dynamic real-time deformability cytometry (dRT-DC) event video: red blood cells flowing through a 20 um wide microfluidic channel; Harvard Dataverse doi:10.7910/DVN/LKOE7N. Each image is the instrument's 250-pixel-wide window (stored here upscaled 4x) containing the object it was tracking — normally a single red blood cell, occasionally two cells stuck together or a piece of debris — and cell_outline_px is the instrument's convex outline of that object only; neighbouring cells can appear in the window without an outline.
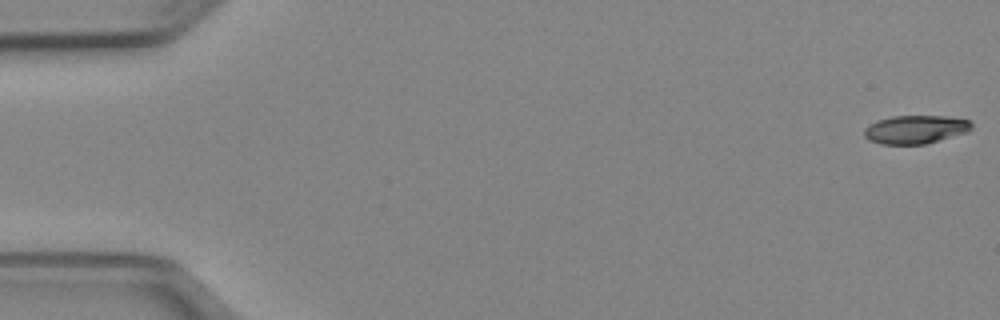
{"species": "Egyptian fruit bat (a non-hibernating species)", "species_latin": "Rousettus aegyptiacus", "temperature_condition": "cold", "stored_images_in_passage": 51, "camera_frame_rate_fps": 3000, "um_per_image_px": 0.085, "animal": {"sex": "female"}, "frame": {"image": 1, "passage_image": 1, "time_ms": 0.0, "image_size_px": [1000, 320], "cell_outline_px": [[972, 128], [968, 132], [924, 144], [880, 144], [868, 140], [864, 136], [864, 128], [868, 124], [876, 120], [892, 116], [944, 116], [972, 120]], "centroid_in_image_um": [77.79, 11.0], "position_along_channel_um": 7.2, "area_um2": 17.92}}
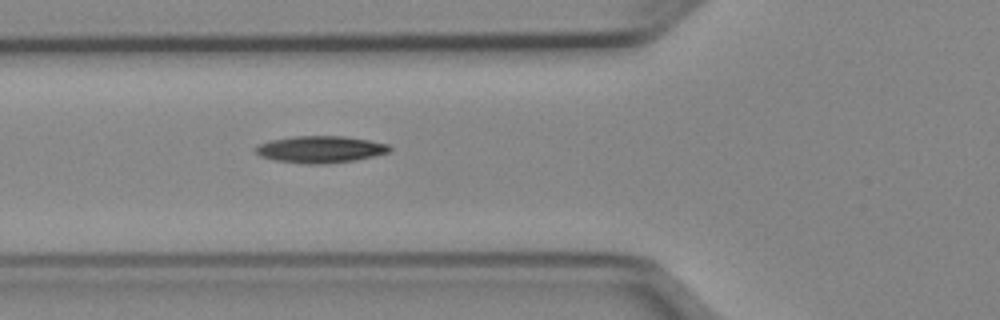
{"frame": {"image": 2, "passage_image": 19, "time_ms": 6.0, "image_size_px": [1000, 320], "cell_outline_px": [[392, 148], [388, 152], [356, 160], [324, 164], [304, 164], [276, 160], [260, 156], [256, 152], [256, 144], [268, 140], [292, 136], [344, 136], [368, 140], [388, 144]], "centroid_in_image_um": [27.19, 12.69], "position_along_channel_um": 98.6, "area_um2": 21.04}}
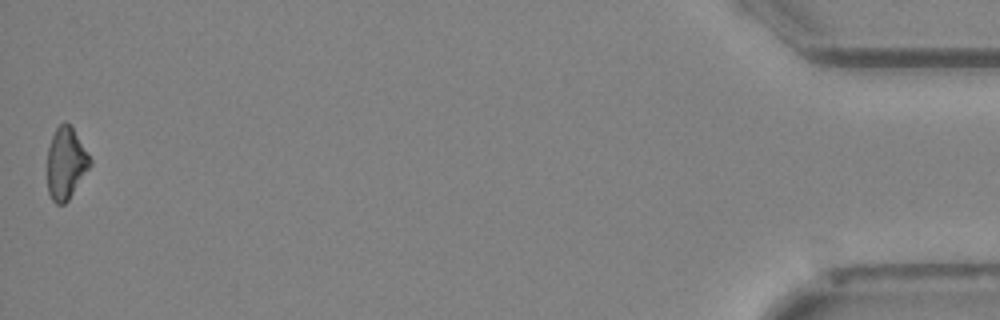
{"frame": {"image": 3, "passage_image": 51, "time_ms": 16.667, "image_size_px": [1000, 320], "cell_outline_px": [[92, 164], [68, 200], [64, 204], [56, 204], [52, 200], [48, 192], [48, 148], [52, 136], [56, 128], [64, 120], [72, 128], [92, 160]], "centroid_in_image_um": [5.6, 13.89], "position_along_channel_um": 429.6, "area_um2": 17.63}, "authors_computed_cell_mechanics": {"area_um2": 19.1318, "velocity_mm_per_s": 3.98, "shape_relaxation_time_tau1_ms": 5.3851, "shape_relaxation_time_tau2_ms": null, "deformation_change_tau1": 0.1339, "deformation_change_tau2": null}}